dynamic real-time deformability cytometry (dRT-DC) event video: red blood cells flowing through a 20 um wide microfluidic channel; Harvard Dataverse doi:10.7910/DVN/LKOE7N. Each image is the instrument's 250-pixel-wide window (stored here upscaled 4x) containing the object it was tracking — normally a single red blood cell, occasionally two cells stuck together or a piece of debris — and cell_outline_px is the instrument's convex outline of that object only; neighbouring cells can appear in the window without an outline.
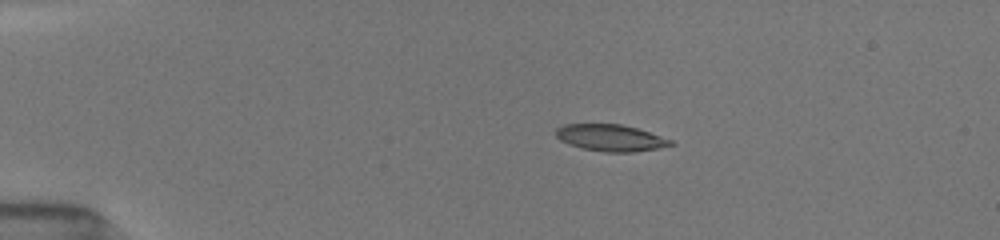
{"species": "common noctule bat (a hibernating species)", "species_latin": "Nyctalus noctula", "temperature_condition": "room temperature", "stored_images_in_passage": 10, "camera_frame_rate_fps": 3000, "um_per_image_px": 0.085, "animal": {"sex": "female", "body_mass_g": 19.5, "forearm_length_mm": 54.1}, "frame": {"image": 1, "passage_image": 4, "time_ms": 3.0, "image_size_px": [1000, 240], "cell_outline_px": [[676, 144], [656, 148], [632, 152], [608, 152], [584, 148], [560, 140], [556, 136], [556, 128], [564, 124], [620, 124], [636, 128], [672, 140]], "centroid_in_image_um": [51.9, 11.7], "position_along_channel_um": 33.1, "area_um2": 17.46}}
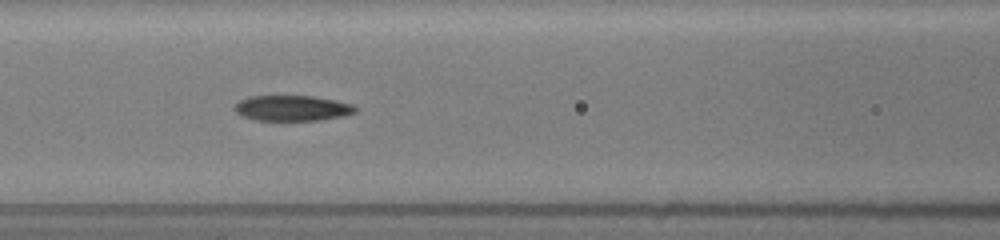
{"frame": {"image": 2, "passage_image": 9, "time_ms": 7.333, "image_size_px": [1000, 240], "cell_outline_px": [[356, 112], [344, 116], [320, 120], [256, 120], [244, 116], [236, 112], [236, 104], [240, 100], [248, 96], [312, 96], [352, 104], [356, 108]], "centroid_in_image_um": [24.85, 9.19], "position_along_channel_um": 141.7, "area_um2": 17.69}}
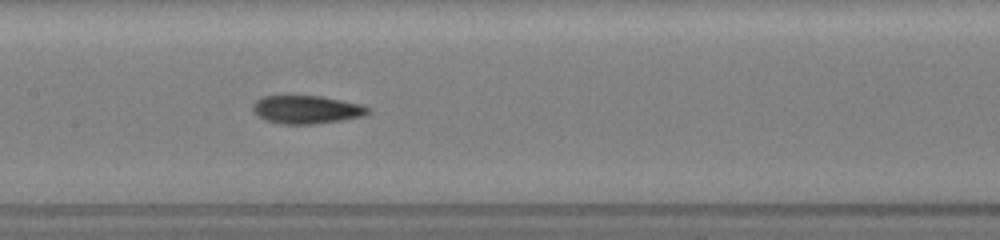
{"frame": {"image": 3, "passage_image": 10, "time_ms": 8.333, "image_size_px": [1000, 240], "cell_outline_px": [[368, 112], [360, 116], [340, 120], [316, 124], [280, 124], [268, 120], [252, 112], [252, 104], [256, 100], [264, 96], [320, 96], [360, 104], [368, 108]], "centroid_in_image_um": [25.99, 9.31], "position_along_channel_um": 181.4, "area_um2": 18.55}}